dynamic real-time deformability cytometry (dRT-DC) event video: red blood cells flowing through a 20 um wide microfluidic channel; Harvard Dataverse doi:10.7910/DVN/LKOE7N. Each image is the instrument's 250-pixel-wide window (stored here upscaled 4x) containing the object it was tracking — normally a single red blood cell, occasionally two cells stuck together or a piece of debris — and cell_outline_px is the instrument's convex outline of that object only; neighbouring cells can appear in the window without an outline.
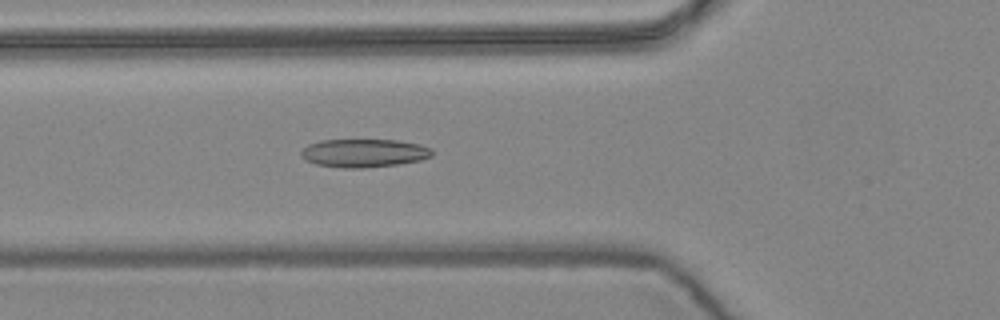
{"species": "common noctule bat (a hibernating species)", "species_latin": "Nyctalus noctula", "temperature_condition": "warm", "stored_images_in_passage": 5, "camera_frame_rate_fps": 3000, "um_per_image_px": 0.085, "animal": {"sex": "female", "body_mass_g": 24.6, "forearm_length_mm": 56.2}, "frame": {"image": 1, "passage_image": 5, "time_ms": 1.333, "image_size_px": [1000, 320], "cell_outline_px": [[432, 156], [420, 160], [400, 164], [364, 168], [344, 168], [316, 164], [304, 160], [300, 156], [300, 152], [308, 144], [320, 140], [396, 140], [420, 144], [432, 148]], "centroid_in_image_um": [30.92, 13.01], "position_along_channel_um": 94.9, "area_um2": 21.73}}